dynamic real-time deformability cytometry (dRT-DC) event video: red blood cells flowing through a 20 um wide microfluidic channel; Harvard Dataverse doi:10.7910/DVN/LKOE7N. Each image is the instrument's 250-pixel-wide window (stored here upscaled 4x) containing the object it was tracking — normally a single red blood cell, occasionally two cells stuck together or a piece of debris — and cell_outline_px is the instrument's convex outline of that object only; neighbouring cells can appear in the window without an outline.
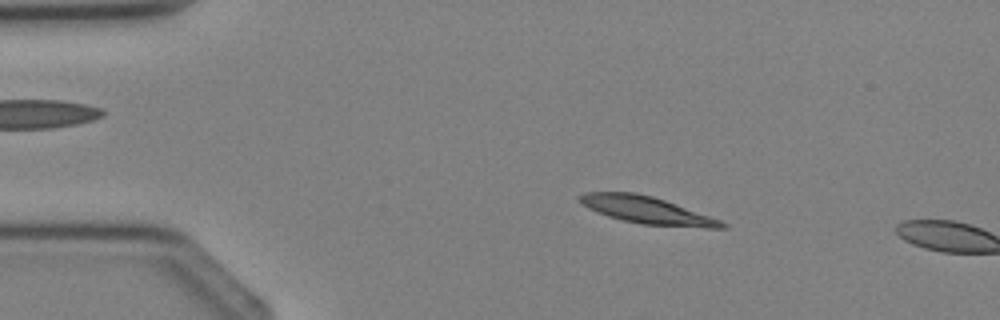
{"species": "Egyptian fruit bat (a non-hibernating species)", "species_latin": "Rousettus aegyptiacus", "temperature_condition": "cold", "stored_images_in_passage": 2, "camera_frame_rate_fps": 3000, "um_per_image_px": 0.085, "animal": {"sex": "female"}, "frame": {"image": 1, "passage_image": 1, "time_ms": 0.0, "image_size_px": [1000, 320], "cell_outline_px": [[728, 228], [708, 228], [640, 224], [608, 216], [596, 212], [588, 208], [576, 200], [576, 196], [584, 192], [636, 192], [652, 196], [676, 204], [720, 220], [728, 224]], "centroid_in_image_um": [54.93, 17.85], "position_along_channel_um": 30.1, "area_um2": 22.54}}